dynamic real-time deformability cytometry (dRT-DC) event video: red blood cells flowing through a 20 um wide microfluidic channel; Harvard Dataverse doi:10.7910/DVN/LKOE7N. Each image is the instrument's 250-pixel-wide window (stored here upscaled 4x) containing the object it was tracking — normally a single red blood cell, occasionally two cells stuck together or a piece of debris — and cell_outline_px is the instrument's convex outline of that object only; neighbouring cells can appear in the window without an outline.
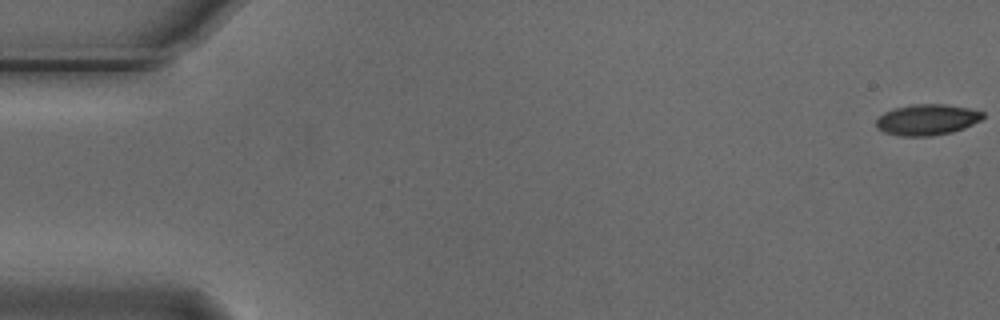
{"species": "Egyptian fruit bat (a non-hibernating species)", "species_latin": "Rousettus aegyptiacus", "temperature_condition": "cold", "stored_images_in_passage": 4, "camera_frame_rate_fps": 3000, "um_per_image_px": 0.085, "animal": {"sex": "male"}, "frame": {"image": 1, "passage_image": 1, "time_ms": 0.0, "image_size_px": [1000, 320], "cell_outline_px": [[984, 116], [980, 120], [964, 128], [952, 132], [932, 136], [900, 136], [884, 132], [876, 128], [876, 120], [884, 112], [896, 108], [912, 104], [944, 104], [968, 108], [984, 112]], "centroid_in_image_um": [78.79, 10.18], "position_along_channel_um": 6.2, "area_um2": 19.19}}